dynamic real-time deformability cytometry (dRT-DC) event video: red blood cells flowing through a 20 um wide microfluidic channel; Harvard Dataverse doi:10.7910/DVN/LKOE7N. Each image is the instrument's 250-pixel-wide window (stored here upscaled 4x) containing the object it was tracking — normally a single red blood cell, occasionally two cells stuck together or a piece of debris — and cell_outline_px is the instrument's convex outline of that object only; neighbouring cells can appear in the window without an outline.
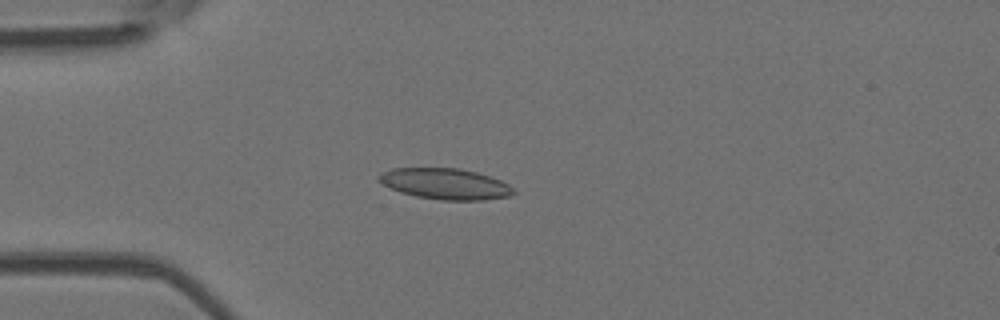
{"species": "Egyptian fruit bat (a non-hibernating species)", "species_latin": "Rousettus aegyptiacus", "temperature_condition": "room temperature", "stored_images_in_passage": 48, "camera_frame_rate_fps": 3000, "um_per_image_px": 0.085, "animal": {"sex": "female"}, "frame": {"image": 1, "passage_image": 11, "time_ms": 3.333, "image_size_px": [1000, 320], "cell_outline_px": [[516, 192], [512, 196], [484, 200], [440, 200], [416, 196], [400, 192], [376, 180], [376, 176], [380, 172], [392, 168], [460, 168], [476, 172], [500, 180], [508, 184]], "centroid_in_image_um": [37.83, 15.62], "position_along_channel_um": 47.2, "area_um2": 24.39}}
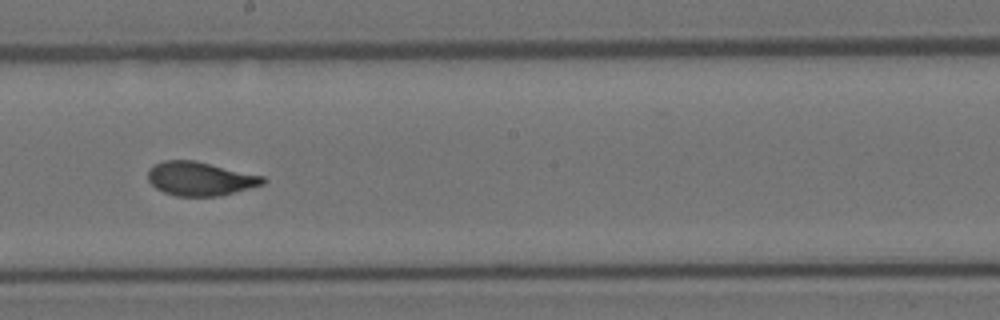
{"frame": {"image": 2, "passage_image": 26, "time_ms": 8.333, "image_size_px": [1000, 320], "cell_outline_px": [[268, 180], [264, 184], [220, 196], [176, 196], [164, 192], [156, 188], [148, 180], [148, 168], [164, 160], [196, 160], [264, 176]], "centroid_in_image_um": [17.03, 15.18], "position_along_channel_um": 231.2, "area_um2": 22.77}}
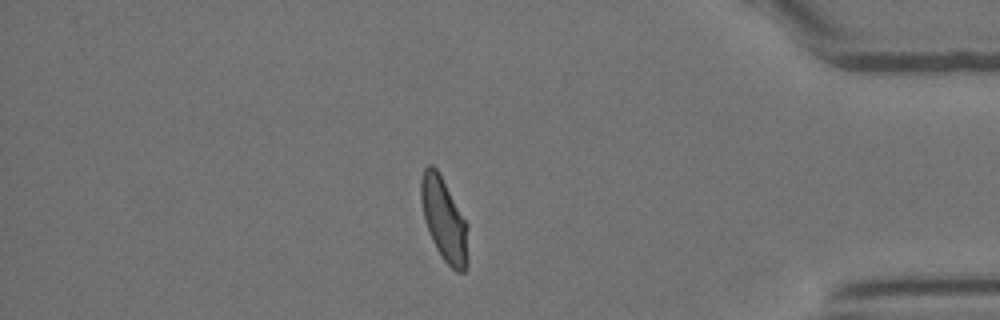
{"frame": {"image": 3, "passage_image": 41, "time_ms": 13.333, "image_size_px": [1000, 320], "cell_outline_px": [[468, 264], [464, 272], [456, 272], [444, 260], [436, 248], [432, 240], [424, 216], [420, 200], [420, 180], [424, 168], [428, 164], [432, 164], [436, 168], [468, 224]], "centroid_in_image_um": [37.76, 18.68], "position_along_channel_um": 397.4, "area_um2": 22.77}, "authors_computed_cell_mechanics": {"area_um2": 23.0911, "velocity_mm_per_s": 3.9881, "shape_relaxation_time_tau1_ms": 7.1305, "shape_relaxation_time_tau2_ms": 0.7357, "deformation_change_tau1": 0.1839, "deformation_change_tau2": 0.0565}}